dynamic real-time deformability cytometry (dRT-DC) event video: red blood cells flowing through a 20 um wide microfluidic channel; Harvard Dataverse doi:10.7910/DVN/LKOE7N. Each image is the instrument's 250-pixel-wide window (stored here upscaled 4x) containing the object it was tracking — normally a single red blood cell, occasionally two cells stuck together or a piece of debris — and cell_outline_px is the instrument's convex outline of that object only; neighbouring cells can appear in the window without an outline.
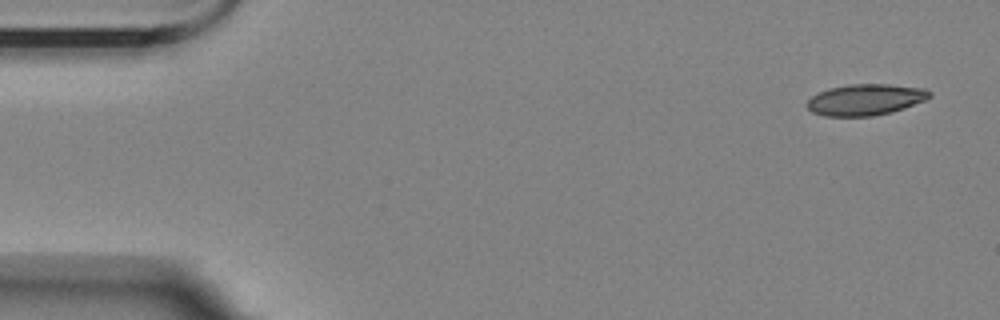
{"species": "Egyptian fruit bat (a non-hibernating species)", "species_latin": "Rousettus aegyptiacus", "temperature_condition": "room temperature", "stored_images_in_passage": 5, "camera_frame_rate_fps": 3000, "um_per_image_px": 0.085, "animal": {"sex": "female"}, "frame": {"image": 1, "passage_image": 1, "time_ms": 0.0, "image_size_px": [1000, 320], "cell_outline_px": [[932, 96], [924, 100], [904, 108], [892, 112], [872, 116], [824, 116], [812, 112], [804, 104], [812, 96], [828, 88], [848, 84], [888, 84], [924, 88], [932, 92]], "centroid_in_image_um": [73.55, 8.47], "position_along_channel_um": 11.5, "area_um2": 22.37}}